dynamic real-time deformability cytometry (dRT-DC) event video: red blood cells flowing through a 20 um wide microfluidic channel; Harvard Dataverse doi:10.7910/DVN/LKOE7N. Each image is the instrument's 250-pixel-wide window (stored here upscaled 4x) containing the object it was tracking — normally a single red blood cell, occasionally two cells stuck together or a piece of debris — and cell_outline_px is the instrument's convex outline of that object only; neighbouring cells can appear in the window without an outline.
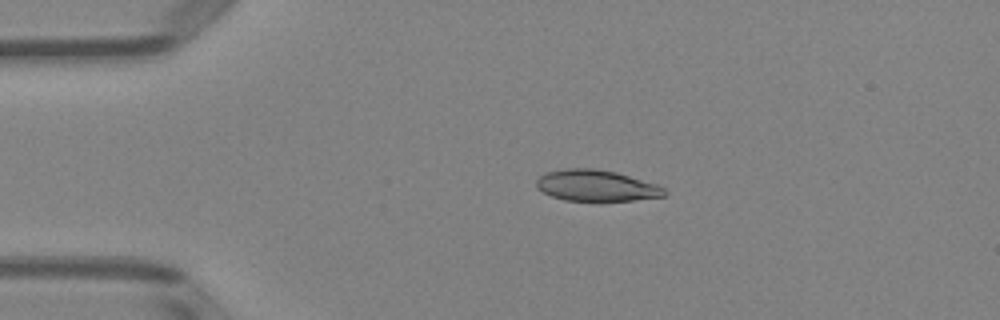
{"species": "Egyptian fruit bat (a non-hibernating species)", "species_latin": "Rousettus aegyptiacus", "temperature_condition": "room temperature", "stored_images_in_passage": 4, "camera_frame_rate_fps": 3000, "um_per_image_px": 0.085, "animal": {"sex": "female"}, "frame": {"image": 1, "passage_image": 3, "time_ms": 2.333, "image_size_px": [1000, 320], "cell_outline_px": [[668, 192], [664, 196], [632, 200], [564, 200], [552, 196], [536, 188], [536, 180], [544, 172], [568, 168], [592, 168], [616, 172], [656, 184], [664, 188]], "centroid_in_image_um": [50.66, 15.76], "position_along_channel_um": 34.3, "area_um2": 23.06}}